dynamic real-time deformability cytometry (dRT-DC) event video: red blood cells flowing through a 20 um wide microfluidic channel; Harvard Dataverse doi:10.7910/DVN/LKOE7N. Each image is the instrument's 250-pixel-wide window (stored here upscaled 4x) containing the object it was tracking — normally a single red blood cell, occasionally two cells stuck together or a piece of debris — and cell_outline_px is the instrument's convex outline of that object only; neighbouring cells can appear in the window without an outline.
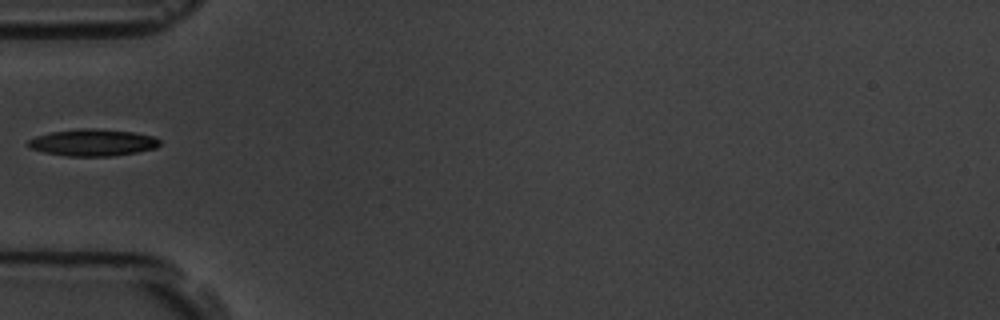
{"species": "common noctule bat (a hibernating species)", "species_latin": "Nyctalus noctula", "temperature_condition": "room temperature", "stored_images_in_passage": 39, "camera_frame_rate_fps": 3000, "um_per_image_px": 0.085, "animal": {"sex": "male", "body_mass_g": 19.5, "forearm_length_mm": 54.6}, "frame": {"image": 1, "passage_image": 1, "time_ms": 0.0, "image_size_px": [1000, 320], "cell_outline_px": [[160, 144], [156, 148], [136, 152], [112, 156], [68, 156], [44, 152], [28, 148], [28, 140], [36, 136], [52, 132], [80, 128], [96, 128], [132, 132], [152, 136], [160, 140]], "centroid_in_image_um": [7.87, 12.11], "position_along_channel_um": 77.1, "area_um2": 20.52}}
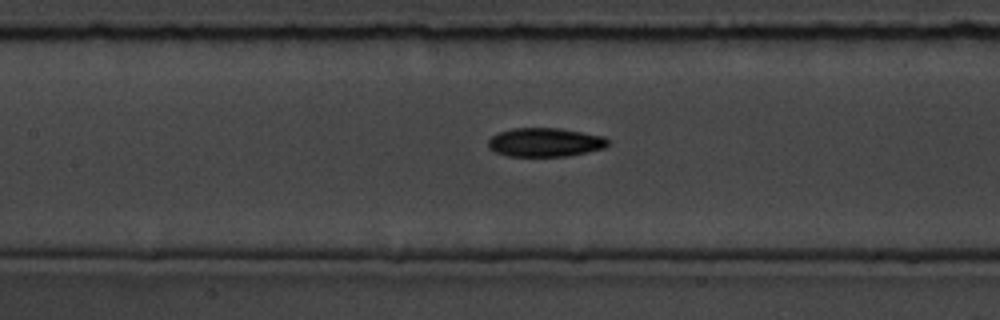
{"frame": {"image": 2, "passage_image": 8, "time_ms": 2.333, "image_size_px": [1000, 320], "cell_outline_px": [[608, 144], [604, 148], [564, 156], [508, 156], [496, 152], [488, 148], [488, 140], [492, 136], [500, 132], [512, 128], [560, 128], [604, 136], [608, 140]], "centroid_in_image_um": [46.3, 12.09], "position_along_channel_um": 161.1, "area_um2": 19.94}}
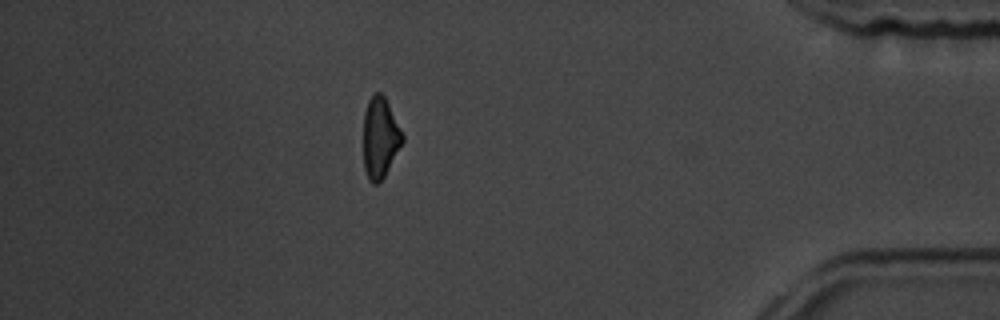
{"frame": {"image": 3, "passage_image": 32, "time_ms": 10.333, "image_size_px": [1000, 320], "cell_outline_px": [[404, 140], [384, 176], [376, 184], [372, 184], [368, 180], [364, 168], [364, 112], [368, 100], [376, 92], [380, 92], [384, 96], [404, 136]], "centroid_in_image_um": [32.3, 11.71], "position_along_channel_um": 402.9, "area_um2": 18.09}}